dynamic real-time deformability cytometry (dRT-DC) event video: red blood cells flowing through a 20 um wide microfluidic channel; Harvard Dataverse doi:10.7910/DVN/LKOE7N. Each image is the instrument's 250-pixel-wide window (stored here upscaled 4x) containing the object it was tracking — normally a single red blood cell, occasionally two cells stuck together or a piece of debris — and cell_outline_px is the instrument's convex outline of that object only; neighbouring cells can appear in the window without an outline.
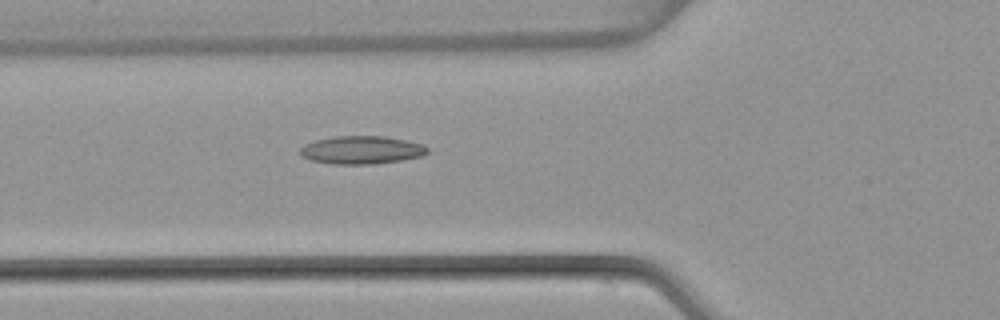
{"species": "common noctule bat (a hibernating species)", "species_latin": "Nyctalus noctula", "temperature_condition": "warm", "stored_images_in_passage": 31, "camera_frame_rate_fps": 3000, "um_per_image_px": 0.085, "animal": {"sex": "female", "body_mass_g": 22.7, "forearm_length_mm": 54.2}, "frame": {"image": 1, "passage_image": 8, "time_ms": 2.333, "image_size_px": [1000, 320], "cell_outline_px": [[428, 152], [424, 156], [400, 160], [372, 164], [332, 164], [312, 160], [300, 156], [300, 148], [304, 144], [316, 140], [336, 136], [384, 136], [424, 144], [428, 148]], "centroid_in_image_um": [30.74, 12.75], "position_along_channel_um": 95.1, "area_um2": 20.81}}
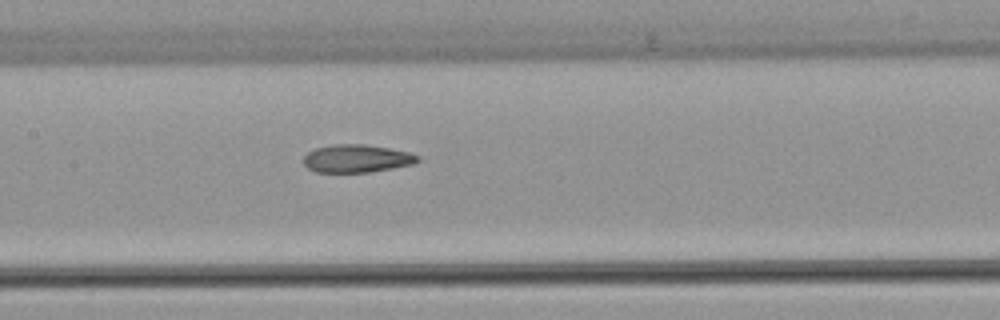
{"frame": {"image": 2, "passage_image": 14, "time_ms": 4.333, "image_size_px": [1000, 320], "cell_outline_px": [[424, 160], [416, 164], [368, 172], [316, 172], [308, 168], [304, 164], [304, 156], [308, 152], [316, 148], [332, 144], [364, 144], [388, 148], [408, 152], [420, 156]], "centroid_in_image_um": [30.37, 13.47], "position_along_channel_um": 177.0, "area_um2": 18.67}}
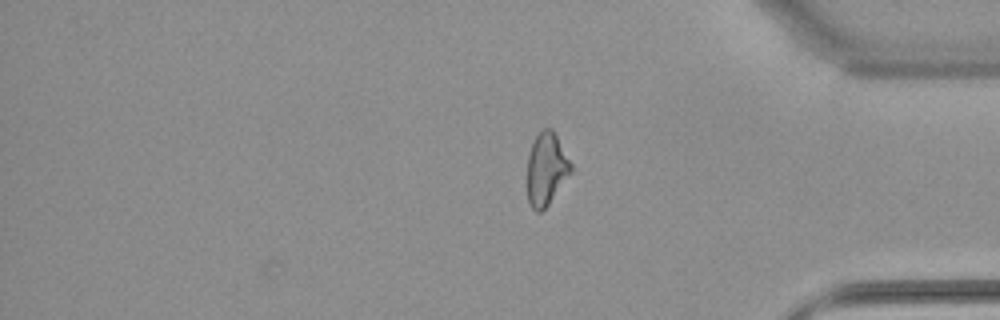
{"frame": {"image": 3, "passage_image": 31, "time_ms": 10.0, "image_size_px": [1000, 320], "cell_outline_px": [[572, 172], [548, 204], [540, 212], [536, 212], [528, 204], [528, 156], [532, 144], [536, 136], [544, 128], [552, 128], [572, 164]], "centroid_in_image_um": [46.44, 14.37], "position_along_channel_um": 388.8, "area_um2": 18.26}, "authors_computed_cell_mechanics": {"area_um2": 18.8428, "velocity_mm_per_s": 4.0704, "shape_relaxation_time_tau1_ms": null, "shape_relaxation_time_tau2_ms": 3.2889, "deformation_change_tau1": null, "deformation_change_tau2": 0.1328}}